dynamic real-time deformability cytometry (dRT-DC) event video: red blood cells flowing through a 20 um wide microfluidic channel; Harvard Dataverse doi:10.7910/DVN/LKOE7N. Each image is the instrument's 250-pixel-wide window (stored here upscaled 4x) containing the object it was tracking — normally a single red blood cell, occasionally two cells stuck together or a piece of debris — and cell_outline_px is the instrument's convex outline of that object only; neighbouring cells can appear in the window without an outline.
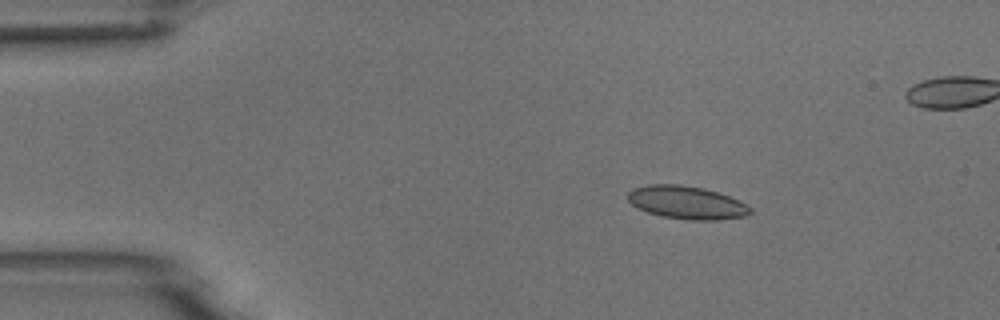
{"species": "common noctule bat (a hibernating species)", "species_latin": "Nyctalus noctula", "temperature_condition": "room temperature", "stored_images_in_passage": 5, "camera_frame_rate_fps": 3000, "um_per_image_px": 0.085, "animal": {"sex": "male", "body_mass_g": 18.8}, "frame": {"image": 1, "passage_image": 2, "time_ms": 1.0, "image_size_px": [1000, 320], "cell_outline_px": [[752, 212], [744, 216], [716, 220], [692, 220], [660, 216], [636, 208], [628, 200], [628, 192], [632, 188], [648, 184], [680, 184], [704, 188], [728, 196], [752, 208]], "centroid_in_image_um": [58.31, 17.21], "position_along_channel_um": 26.7, "area_um2": 23.47}}